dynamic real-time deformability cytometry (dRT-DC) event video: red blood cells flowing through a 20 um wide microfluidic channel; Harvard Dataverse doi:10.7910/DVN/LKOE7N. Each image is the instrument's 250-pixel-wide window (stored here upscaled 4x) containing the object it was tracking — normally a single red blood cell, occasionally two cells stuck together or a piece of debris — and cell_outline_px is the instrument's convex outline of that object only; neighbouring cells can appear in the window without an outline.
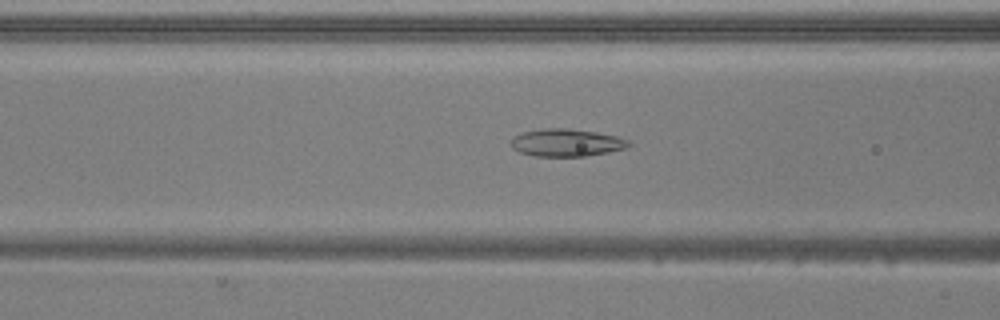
{"species": "common noctule bat (a hibernating species)", "species_latin": "Nyctalus noctula", "temperature_condition": "warm", "stored_images_in_passage": 42, "camera_frame_rate_fps": 3000, "um_per_image_px": 0.085, "animal": {"sex": "male", "body_mass_g": 20.5, "forearm_length_mm": 52.5}, "frame": {"image": 1, "passage_image": 11, "time_ms": 3.333, "image_size_px": [1000, 320], "cell_outline_px": [[632, 144], [628, 148], [608, 152], [584, 156], [536, 156], [520, 152], [512, 148], [512, 136], [520, 132], [544, 128], [568, 128], [596, 132], [616, 136], [628, 140]], "centroid_in_image_um": [48.15, 12.12], "position_along_channel_um": 118.5, "area_um2": 18.96}}
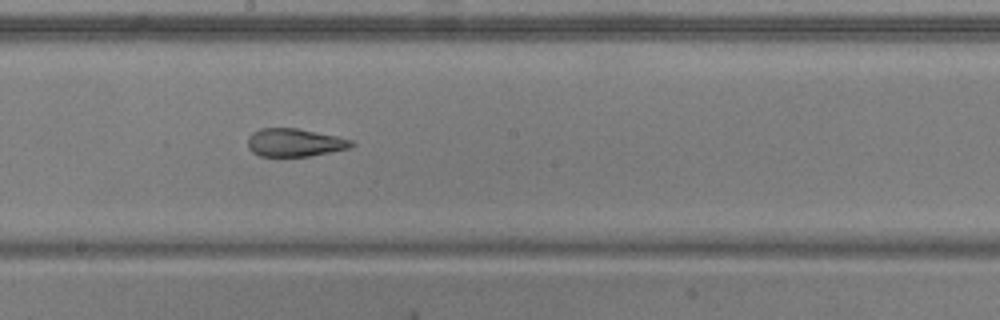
{"frame": {"image": 2, "passage_image": 19, "time_ms": 6.0, "image_size_px": [1000, 320], "cell_outline_px": [[356, 144], [348, 148], [308, 156], [260, 156], [252, 152], [248, 148], [248, 136], [252, 132], [260, 128], [296, 128], [336, 136], [352, 140]], "centroid_in_image_um": [25.0, 12.11], "position_along_channel_um": 223.2, "area_um2": 16.82}}
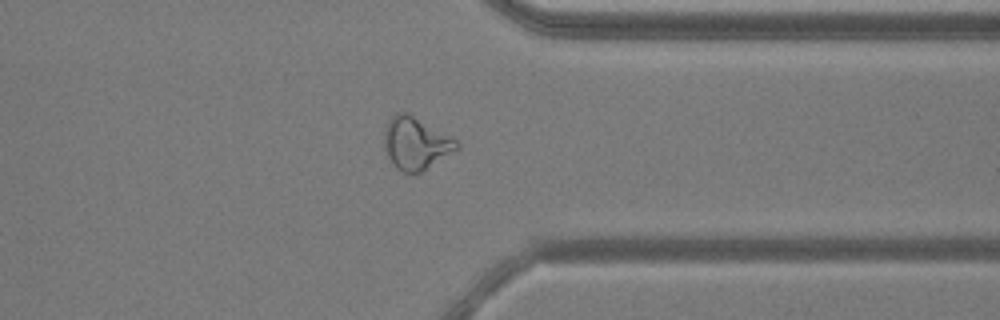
{"frame": {"image": 3, "passage_image": 31, "time_ms": 10.0, "image_size_px": [1000, 320], "cell_outline_px": [[460, 148], [420, 172], [400, 172], [396, 168], [388, 156], [384, 148], [384, 128], [388, 120], [396, 112], [408, 112], [456, 140], [460, 144]], "centroid_in_image_um": [35.31, 12.16], "position_along_channel_um": 376.1, "area_um2": 21.96}, "authors_computed_cell_mechanics": {"area_um2": 19.9988, "velocity_mm_per_s": 3.9085, "shape_relaxation_time_tau1_ms": null, "shape_relaxation_time_tau2_ms": 1.7781, "deformation_change_tau1": null, "deformation_change_tau2": 0.1042}}